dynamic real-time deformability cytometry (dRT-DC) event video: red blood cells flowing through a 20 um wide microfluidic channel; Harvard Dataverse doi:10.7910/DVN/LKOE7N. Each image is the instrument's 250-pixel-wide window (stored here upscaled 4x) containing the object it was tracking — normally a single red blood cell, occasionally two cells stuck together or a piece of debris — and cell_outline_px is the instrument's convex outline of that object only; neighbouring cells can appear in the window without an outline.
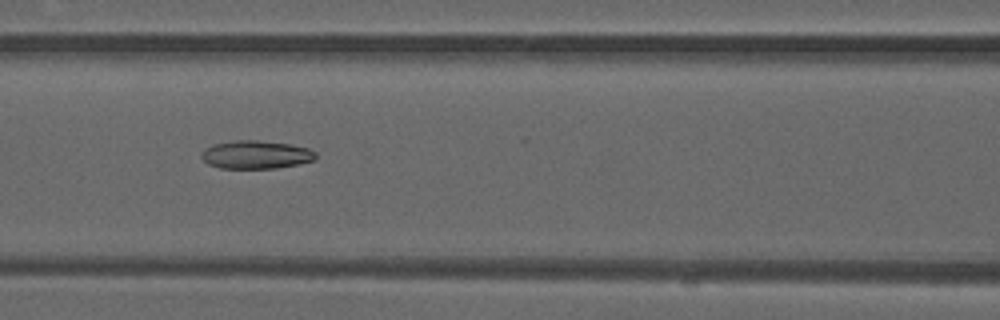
{"species": "common noctule bat (a hibernating species)", "species_latin": "Nyctalus noctula", "temperature_condition": "warm", "stored_images_in_passage": 50, "camera_frame_rate_fps": 3000, "um_per_image_px": 0.085, "animal": {"sex": "male", "forearm_length_mm": 52.5}, "frame": {"image": 1, "passage_image": 22, "time_ms": 7.0, "image_size_px": [1000, 320], "cell_outline_px": [[316, 160], [300, 164], [276, 168], [220, 168], [208, 164], [200, 156], [200, 152], [204, 148], [212, 144], [236, 140], [256, 140], [292, 144], [308, 148], [316, 152]], "centroid_in_image_um": [21.75, 13.14], "position_along_channel_um": 144.8, "area_um2": 19.02}}
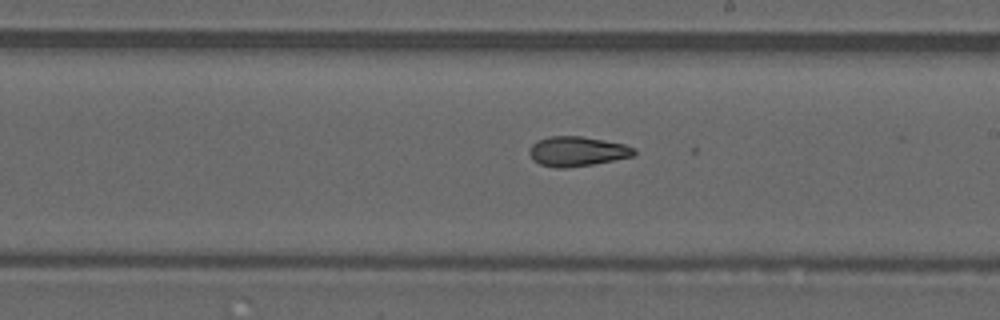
{"frame": {"image": 2, "passage_image": 29, "time_ms": 9.333, "image_size_px": [1000, 320], "cell_outline_px": [[636, 152], [632, 156], [592, 164], [568, 168], [556, 168], [540, 164], [532, 160], [528, 152], [528, 148], [536, 140], [548, 136], [580, 136], [604, 140], [624, 144], [636, 148]], "centroid_in_image_um": [49.0, 12.86], "position_along_channel_um": 240.0, "area_um2": 18.26}}
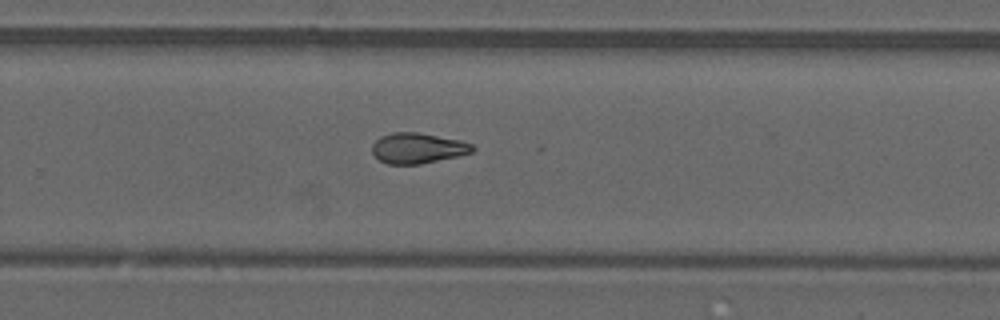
{"frame": {"image": 3, "passage_image": 33, "time_ms": 10.667, "image_size_px": [1000, 320], "cell_outline_px": [[476, 148], [472, 152], [456, 156], [420, 164], [388, 164], [380, 160], [372, 152], [372, 144], [380, 136], [392, 132], [420, 132], [460, 140], [472, 144]], "centroid_in_image_um": [35.49, 12.58], "position_along_channel_um": 294.3, "area_um2": 17.8}, "authors_computed_cell_mechanics": {"area_um2": 18.8717, "velocity_mm_per_s": 4.1025, "shape_relaxation_time_tau1_ms": null, "shape_relaxation_time_tau2_ms": 4.3467, "deformation_change_tau1": null, "deformation_change_tau2": 0.1229}}